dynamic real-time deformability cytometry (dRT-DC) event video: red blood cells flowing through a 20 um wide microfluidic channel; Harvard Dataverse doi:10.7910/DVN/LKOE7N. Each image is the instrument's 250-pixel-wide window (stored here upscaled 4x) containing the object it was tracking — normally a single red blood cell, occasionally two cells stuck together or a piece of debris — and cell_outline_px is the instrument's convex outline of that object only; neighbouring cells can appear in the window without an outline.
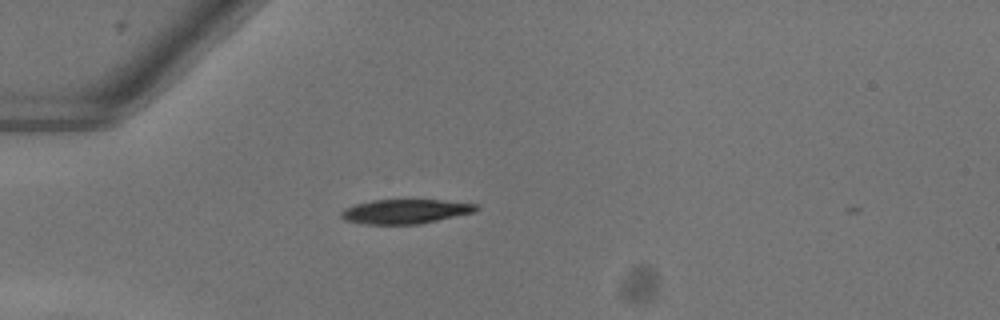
{"species": "common noctule bat (a hibernating species)", "species_latin": "Nyctalus noctula", "temperature_condition": "warm", "stored_images_in_passage": 39, "camera_frame_rate_fps": 3000, "um_per_image_px": 0.085, "animal": {"sex": "female"}, "frame": {"image": 1, "passage_image": 3, "time_ms": 0.667, "image_size_px": [1000, 320], "cell_outline_px": [[480, 208], [476, 212], [420, 224], [364, 224], [344, 220], [340, 216], [340, 212], [344, 208], [356, 204], [372, 200], [440, 200], [476, 204]], "centroid_in_image_um": [34.45, 17.98], "position_along_channel_um": 50.6, "area_um2": 19.25}}
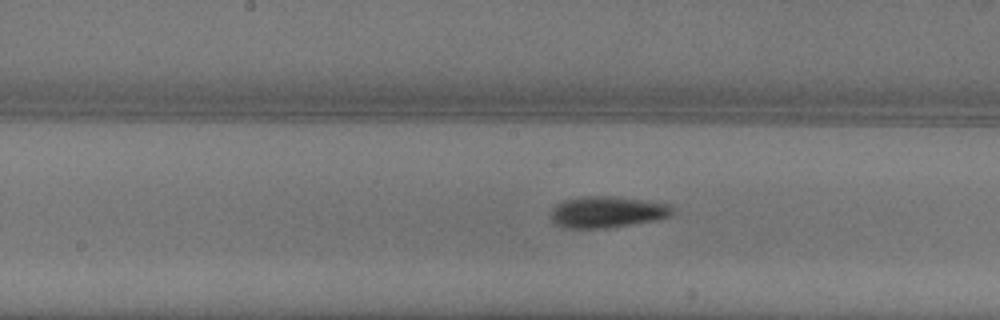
{"frame": {"image": 2, "passage_image": 15, "time_ms": 4.667, "image_size_px": [1000, 320], "cell_outline_px": [[672, 212], [668, 216], [656, 220], [604, 228], [568, 228], [556, 224], [548, 216], [552, 208], [556, 204], [564, 200], [580, 196], [608, 196], [640, 200], [668, 204], [672, 208]], "centroid_in_image_um": [51.51, 18.02], "position_along_channel_um": 196.7, "area_um2": 21.96}}
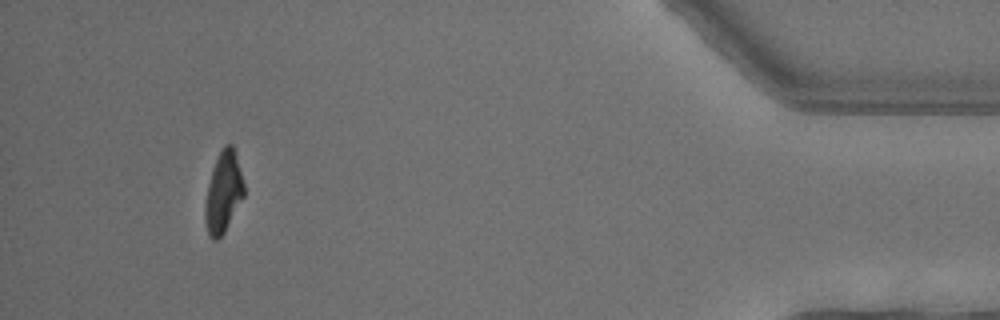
{"frame": {"image": 3, "passage_image": 36, "time_ms": 11.667, "image_size_px": [1000, 320], "cell_outline_px": [[244, 196], [224, 232], [216, 240], [212, 240], [208, 236], [204, 220], [204, 208], [208, 184], [212, 168], [224, 144], [232, 144], [244, 184]], "centroid_in_image_um": [18.96, 16.38], "position_along_channel_um": 416.2, "area_um2": 18.15}, "authors_computed_cell_mechanics": {"area_um2": 20.6924, "velocity_mm_per_s": 4.0643, "shape_relaxation_time_tau1_ms": 3.2853, "shape_relaxation_time_tau2_ms": 6.4999, "deformation_change_tau1": 0.1584, "deformation_change_tau2": 0.1223}}